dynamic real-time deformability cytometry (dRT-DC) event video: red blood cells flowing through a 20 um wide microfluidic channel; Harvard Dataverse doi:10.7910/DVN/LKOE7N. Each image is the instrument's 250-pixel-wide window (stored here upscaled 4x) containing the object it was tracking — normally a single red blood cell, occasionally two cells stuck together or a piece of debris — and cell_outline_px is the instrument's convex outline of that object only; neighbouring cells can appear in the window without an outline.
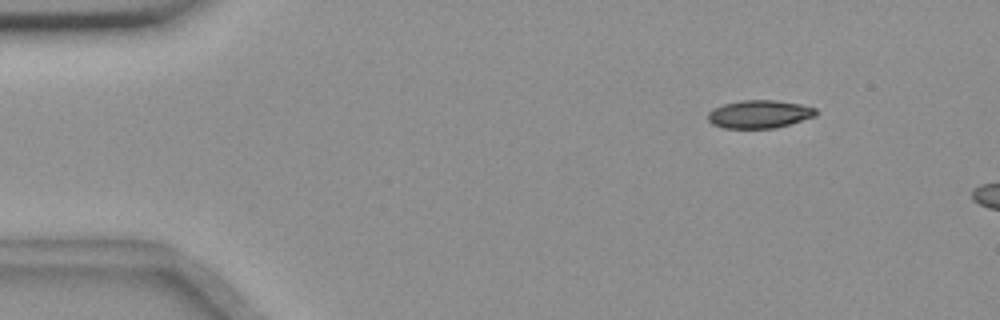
{"species": "common noctule bat (a hibernating species)", "species_latin": "Nyctalus noctula", "temperature_condition": "room temperature", "stored_images_in_passage": 4, "camera_frame_rate_fps": 3000, "um_per_image_px": 0.085, "animal": {"sex": "female", "body_mass_g": 18.4}, "frame": {"image": 1, "passage_image": 2, "time_ms": 1.0, "image_size_px": [1000, 320], "cell_outline_px": [[820, 112], [816, 116], [776, 128], [724, 128], [712, 124], [708, 120], [708, 112], [712, 108], [724, 104], [740, 100], [776, 100], [800, 104], [816, 108]], "centroid_in_image_um": [64.56, 9.7], "position_along_channel_um": 20.4, "area_um2": 17.8}}